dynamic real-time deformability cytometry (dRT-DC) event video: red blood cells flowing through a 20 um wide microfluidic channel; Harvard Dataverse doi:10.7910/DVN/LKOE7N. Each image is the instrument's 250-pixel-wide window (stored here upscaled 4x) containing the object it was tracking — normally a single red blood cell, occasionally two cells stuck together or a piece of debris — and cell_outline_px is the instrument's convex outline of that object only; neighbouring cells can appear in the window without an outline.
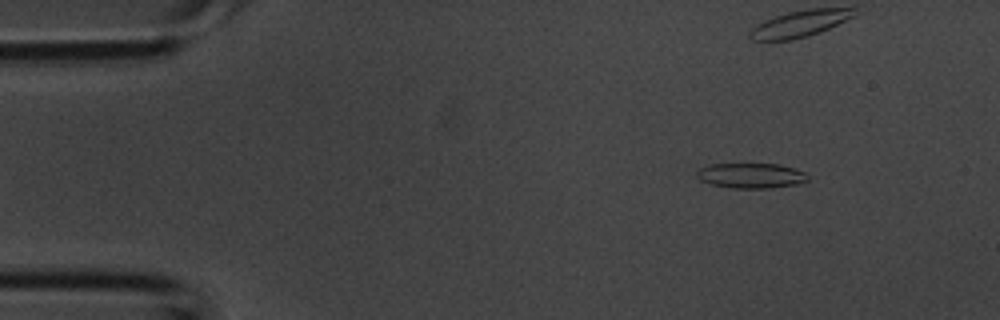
{"species": "common noctule bat (a hibernating species)", "species_latin": "Nyctalus noctula", "temperature_condition": "room temperature", "stored_images_in_passage": 5, "camera_frame_rate_fps": 3000, "um_per_image_px": 0.085, "animal": {"sex": "male", "body_mass_g": 20.1, "forearm_length_mm": 53.5}, "frame": {"image": 1, "passage_image": 2, "time_ms": 0.333, "image_size_px": [1000, 320], "cell_outline_px": [[808, 180], [796, 184], [772, 188], [732, 188], [712, 184], [700, 180], [696, 176], [696, 172], [700, 168], [712, 164], [780, 164], [804, 172], [808, 176]], "centroid_in_image_um": [63.83, 14.93], "position_along_channel_um": 21.2, "area_um2": 16.13}}
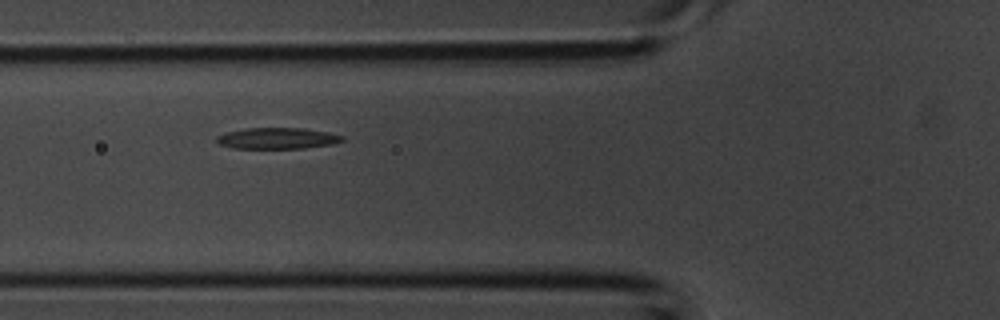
{"frame": {"image": 2, "passage_image": 5, "time_ms": 1.333, "image_size_px": [1000, 320], "cell_outline_px": [[344, 140], [332, 144], [304, 148], [232, 148], [220, 144], [216, 140], [216, 136], [224, 132], [244, 128], [304, 128], [328, 132], [344, 136]], "centroid_in_image_um": [23.55, 11.75], "position_along_channel_um": 102.2, "area_um2": 15.55}}